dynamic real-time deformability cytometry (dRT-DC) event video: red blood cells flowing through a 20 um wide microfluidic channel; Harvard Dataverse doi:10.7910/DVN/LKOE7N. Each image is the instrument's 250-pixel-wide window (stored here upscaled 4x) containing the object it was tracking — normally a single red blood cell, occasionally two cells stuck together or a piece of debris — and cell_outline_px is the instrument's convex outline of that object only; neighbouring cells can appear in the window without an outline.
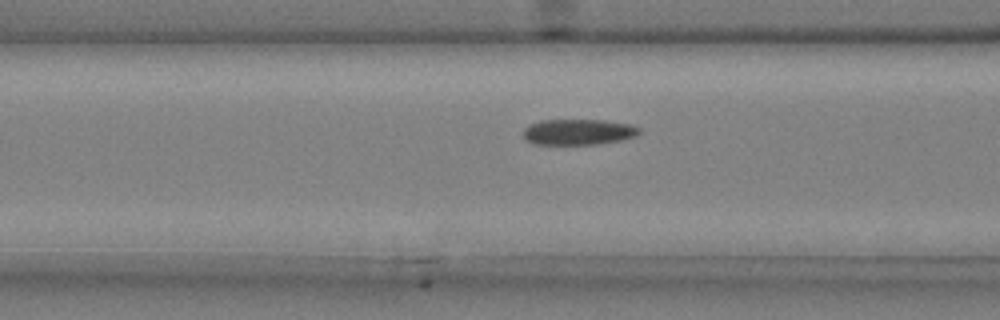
{"species": "common noctule bat (a hibernating species)", "species_latin": "Nyctalus noctula", "temperature_condition": "cold", "stored_images_in_passage": 32, "camera_frame_rate_fps": 3000, "um_per_image_px": 0.085, "animal": {"sex": "male", "body_mass_g": 20.4}, "frame": {"image": 1, "passage_image": 6, "time_ms": 1.667, "image_size_px": [1000, 320], "cell_outline_px": [[640, 132], [636, 136], [620, 140], [600, 144], [532, 144], [524, 140], [524, 128], [528, 124], [540, 120], [604, 120], [632, 124], [640, 128]], "centroid_in_image_um": [49.14, 11.21], "position_along_channel_um": 117.5, "area_um2": 17.63}}
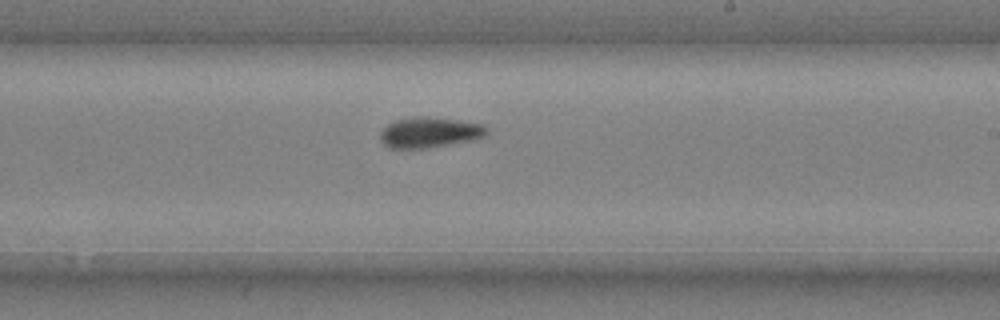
{"frame": {"image": 2, "passage_image": 17, "time_ms": 5.333, "image_size_px": [1000, 320], "cell_outline_px": [[488, 132], [484, 136], [472, 140], [424, 148], [388, 148], [380, 140], [380, 132], [388, 124], [396, 120], [412, 116], [428, 116], [480, 124], [488, 128]], "centroid_in_image_um": [36.47, 11.25], "position_along_channel_um": 252.5, "area_um2": 18.73}}
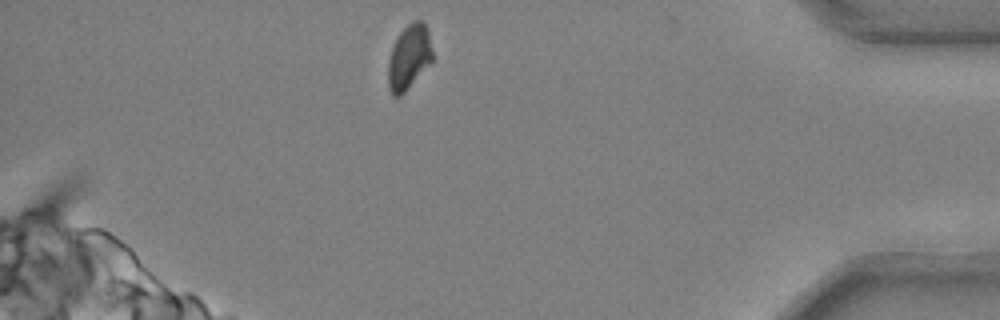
{"frame": {"image": 3, "passage_image": 32, "time_ms": 10.333, "image_size_px": [1000, 320], "cell_outline_px": [[432, 60], [404, 92], [400, 96], [392, 96], [388, 88], [388, 60], [392, 48], [400, 32], [412, 20], [424, 20], [428, 32], [432, 48]], "centroid_in_image_um": [34.75, 4.83], "position_along_channel_um": 400.5, "area_um2": 16.53}, "authors_computed_cell_mechanics": {"area_um2": 18.1492, "velocity_mm_per_s": 3.6875, "shape_relaxation_time_tau1_ms": null, "shape_relaxation_time_tau2_ms": 4.667, "deformation_change_tau1": null, "deformation_change_tau2": 0.0742}}